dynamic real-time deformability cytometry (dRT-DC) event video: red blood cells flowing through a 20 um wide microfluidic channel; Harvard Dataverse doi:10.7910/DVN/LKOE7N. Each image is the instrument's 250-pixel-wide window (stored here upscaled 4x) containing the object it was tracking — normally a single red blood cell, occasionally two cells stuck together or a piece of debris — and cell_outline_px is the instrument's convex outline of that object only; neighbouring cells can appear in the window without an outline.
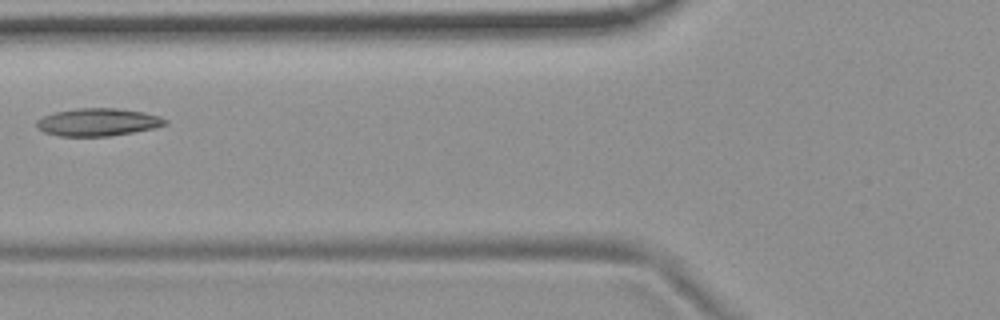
{"species": "common noctule bat (a hibernating species)", "species_latin": "Nyctalus noctula", "temperature_condition": "room temperature", "stored_images_in_passage": 5, "camera_frame_rate_fps": 3000, "um_per_image_px": 0.085, "animal": {"sex": "female", "body_mass_g": 19.9}, "frame": {"image": 1, "passage_image": 4, "time_ms": 4.333, "image_size_px": [1000, 320], "cell_outline_px": [[168, 124], [156, 128], [108, 136], [60, 136], [44, 132], [36, 128], [36, 120], [44, 116], [56, 112], [76, 108], [120, 108], [144, 112], [160, 116], [168, 120]], "centroid_in_image_um": [8.35, 10.38], "position_along_channel_um": 117.5, "area_um2": 20.87}}
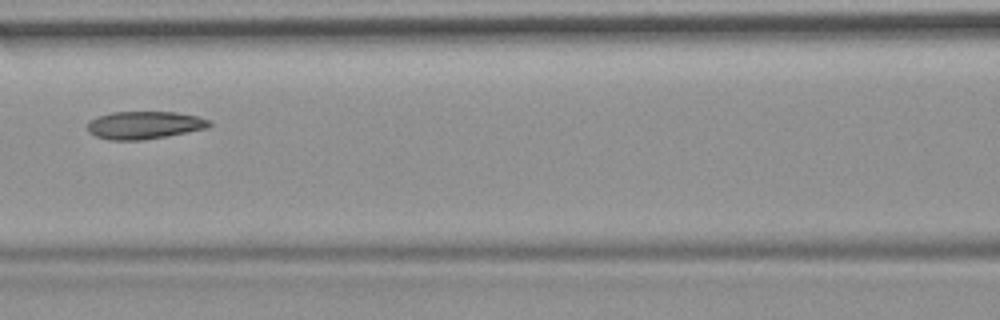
{"frame": {"image": 2, "passage_image": 5, "time_ms": 5.333, "image_size_px": [1000, 320], "cell_outline_px": [[212, 124], [208, 128], [144, 140], [108, 140], [96, 136], [88, 132], [88, 120], [96, 116], [112, 112], [176, 112], [196, 116], [208, 120]], "centroid_in_image_um": [12.23, 10.63], "position_along_channel_um": 154.4, "area_um2": 19.71}}